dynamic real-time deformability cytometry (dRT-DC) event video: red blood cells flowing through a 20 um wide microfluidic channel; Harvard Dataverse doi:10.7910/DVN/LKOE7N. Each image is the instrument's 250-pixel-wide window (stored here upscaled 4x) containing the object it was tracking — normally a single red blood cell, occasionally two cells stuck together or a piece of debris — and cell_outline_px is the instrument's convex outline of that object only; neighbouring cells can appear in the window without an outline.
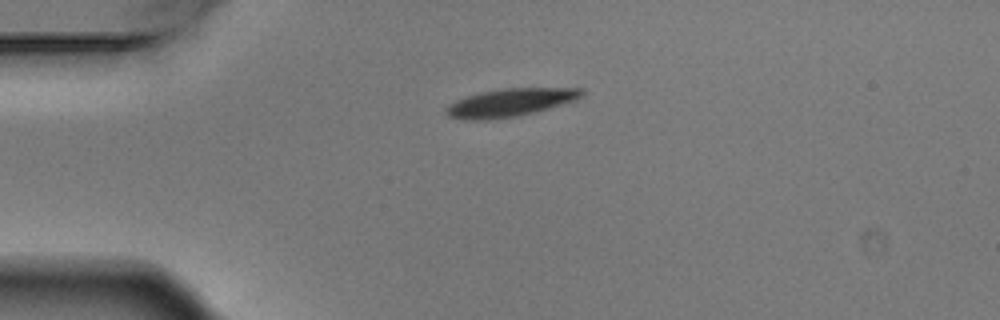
{"species": "Egyptian fruit bat (a non-hibernating species)", "species_latin": "Rousettus aegyptiacus", "temperature_condition": "warm", "stored_images_in_passage": 2, "camera_frame_rate_fps": 3000, "um_per_image_px": 0.085, "animal": {"sex": "male"}, "frame": {"image": 1, "passage_image": 1, "time_ms": 0.0, "image_size_px": [1000, 320], "cell_outline_px": [[584, 92], [580, 96], [572, 100], [532, 112], [516, 116], [488, 120], [468, 120], [452, 116], [448, 112], [448, 108], [456, 100], [480, 92], [504, 88], [584, 88]], "centroid_in_image_um": [43.37, 8.7], "position_along_channel_um": 41.6, "area_um2": 21.21}}